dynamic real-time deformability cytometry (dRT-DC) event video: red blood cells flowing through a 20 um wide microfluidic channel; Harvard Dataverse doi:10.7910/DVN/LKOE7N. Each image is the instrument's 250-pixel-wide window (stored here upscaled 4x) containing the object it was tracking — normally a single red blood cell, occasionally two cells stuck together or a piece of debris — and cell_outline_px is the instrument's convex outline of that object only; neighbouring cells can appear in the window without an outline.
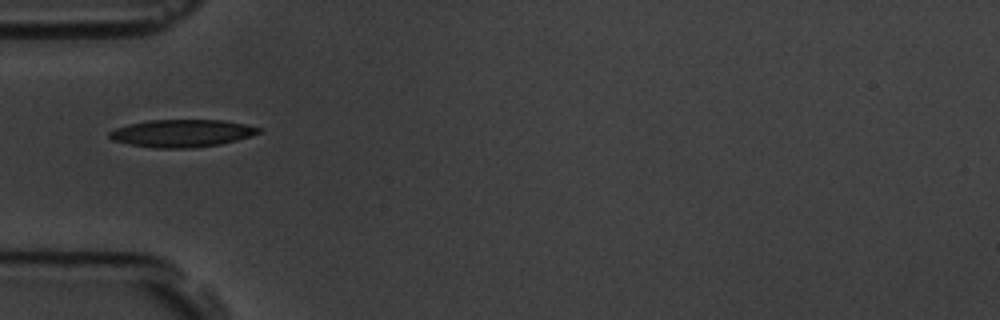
{"species": "common noctule bat (a hibernating species)", "species_latin": "Nyctalus noctula", "temperature_condition": "room temperature", "stored_images_in_passage": 6, "camera_frame_rate_fps": 3000, "um_per_image_px": 0.085, "animal": {"sex": "male", "body_mass_g": 19.5, "forearm_length_mm": 54.6}, "frame": {"image": 1, "passage_image": 1, "time_ms": 0.0, "image_size_px": [1000, 320], "cell_outline_px": [[264, 128], [260, 132], [252, 136], [220, 144], [192, 148], [156, 148], [132, 144], [112, 140], [108, 136], [108, 132], [116, 128], [128, 124], [148, 120], [220, 120], [244, 124]], "centroid_in_image_um": [15.47, 11.32], "position_along_channel_um": 69.5, "area_um2": 23.87}}
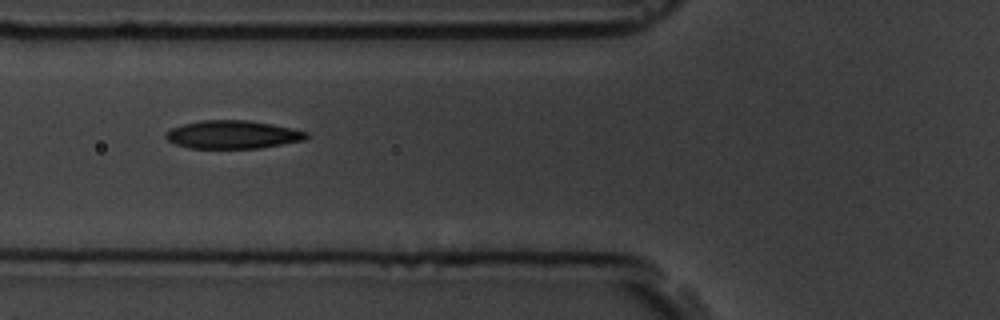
{"frame": {"image": 2, "passage_image": 2, "time_ms": 1.0, "image_size_px": [1000, 320], "cell_outline_px": [[308, 136], [304, 140], [260, 148], [188, 148], [176, 144], [168, 140], [164, 136], [164, 132], [172, 128], [184, 124], [200, 120], [248, 120], [272, 124], [292, 128], [308, 132]], "centroid_in_image_um": [19.76, 11.44], "position_along_channel_um": 106.0, "area_um2": 23.06}}
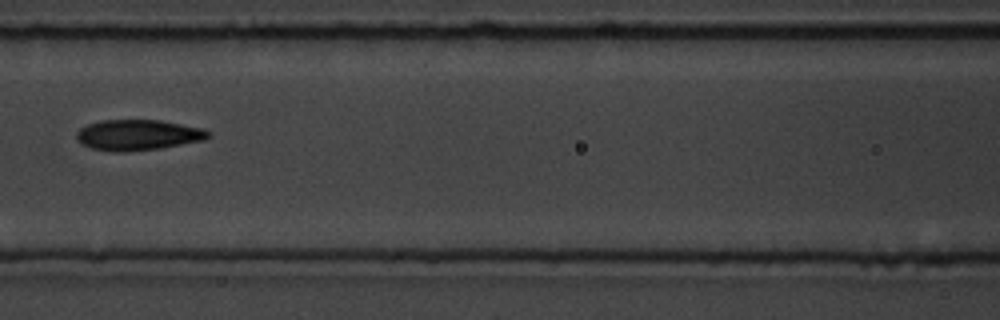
{"frame": {"image": 3, "passage_image": 3, "time_ms": 2.333, "image_size_px": [1000, 320], "cell_outline_px": [[212, 136], [204, 140], [160, 148], [120, 152], [116, 152], [92, 148], [76, 140], [76, 132], [80, 128], [88, 124], [104, 120], [160, 120], [204, 128], [212, 132]], "centroid_in_image_um": [11.77, 11.46], "position_along_channel_um": 154.8, "area_um2": 23.52}}